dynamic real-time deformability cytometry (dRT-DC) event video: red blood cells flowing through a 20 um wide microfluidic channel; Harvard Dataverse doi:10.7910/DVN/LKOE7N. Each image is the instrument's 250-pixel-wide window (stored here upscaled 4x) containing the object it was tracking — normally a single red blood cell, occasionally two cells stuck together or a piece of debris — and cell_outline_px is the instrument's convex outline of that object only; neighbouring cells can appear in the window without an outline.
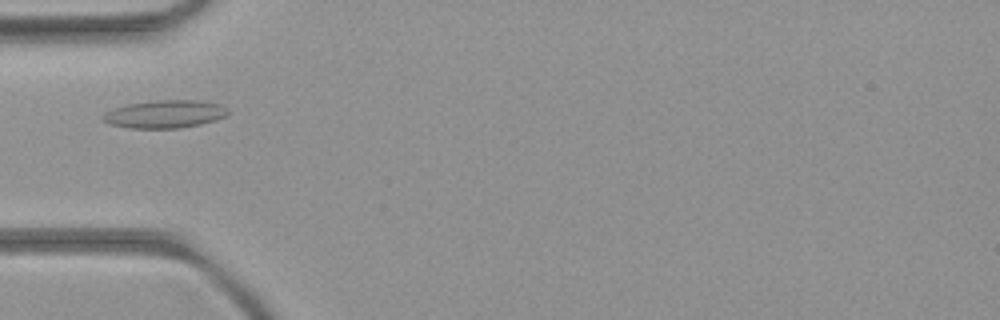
{"species": "common noctule bat (a hibernating species)", "species_latin": "Nyctalus noctula", "temperature_condition": "room temperature", "stored_images_in_passage": 3, "camera_frame_rate_fps": 3000, "um_per_image_px": 0.085, "animal": {"sex": "female", "body_mass_g": 21.9}, "frame": {"image": 1, "passage_image": 3, "time_ms": 3.0, "image_size_px": [1000, 320], "cell_outline_px": [[228, 112], [224, 116], [216, 120], [200, 124], [180, 128], [128, 128], [112, 124], [100, 120], [100, 116], [104, 112], [128, 104], [156, 100], [196, 100], [220, 104]], "centroid_in_image_um": [13.96, 9.7], "position_along_channel_um": 71.0, "area_um2": 20.17}}